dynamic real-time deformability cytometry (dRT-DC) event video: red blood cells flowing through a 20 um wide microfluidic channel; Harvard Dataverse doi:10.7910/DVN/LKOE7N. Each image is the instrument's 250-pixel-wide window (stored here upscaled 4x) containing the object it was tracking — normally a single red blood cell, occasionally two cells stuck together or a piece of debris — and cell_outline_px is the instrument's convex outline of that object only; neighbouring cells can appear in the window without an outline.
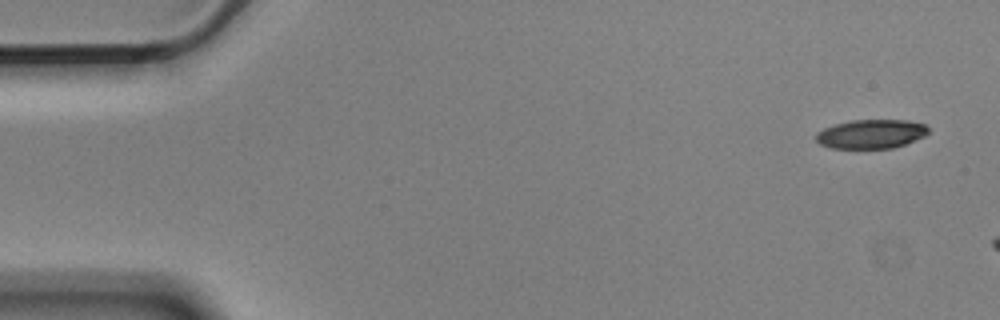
{"species": "Egyptian fruit bat (a non-hibernating species)", "species_latin": "Rousettus aegyptiacus", "temperature_condition": "cold", "stored_images_in_passage": 5, "camera_frame_rate_fps": 3000, "um_per_image_px": 0.085, "animal": {"sex": "male"}, "frame": {"image": 1, "passage_image": 1, "time_ms": 0.0, "image_size_px": [1000, 320], "cell_outline_px": [[928, 132], [924, 136], [904, 144], [892, 148], [832, 148], [820, 144], [816, 140], [816, 132], [824, 128], [836, 124], [852, 120], [908, 120], [924, 124], [928, 128]], "centroid_in_image_um": [74.03, 11.38], "position_along_channel_um": 11.0, "area_um2": 18.84}}